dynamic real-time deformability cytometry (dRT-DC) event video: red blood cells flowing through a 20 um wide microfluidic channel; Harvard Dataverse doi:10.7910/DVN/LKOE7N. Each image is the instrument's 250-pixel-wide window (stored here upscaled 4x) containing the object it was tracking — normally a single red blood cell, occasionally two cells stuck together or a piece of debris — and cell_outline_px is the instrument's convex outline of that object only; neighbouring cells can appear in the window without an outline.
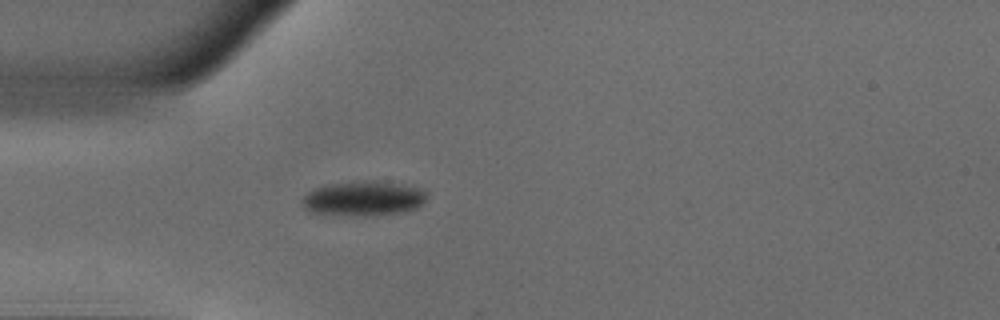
{"species": "common noctule bat (a hibernating species)", "species_latin": "Nyctalus noctula", "temperature_condition": "warm", "stored_images_in_passage": 38, "camera_frame_rate_fps": 3000, "um_per_image_px": 0.085, "animal": {"sex": "male", "body_mass_g": 18.8}, "frame": {"image": 1, "passage_image": 1, "time_ms": 0.0, "image_size_px": [1000, 320], "cell_outline_px": [[428, 200], [424, 204], [416, 208], [404, 212], [364, 216], [312, 212], [304, 208], [300, 200], [308, 192], [316, 188], [332, 184], [364, 180], [376, 180], [424, 188], [428, 196]], "centroid_in_image_um": [30.98, 16.86], "position_along_channel_um": 54.0, "area_um2": 25.37}}
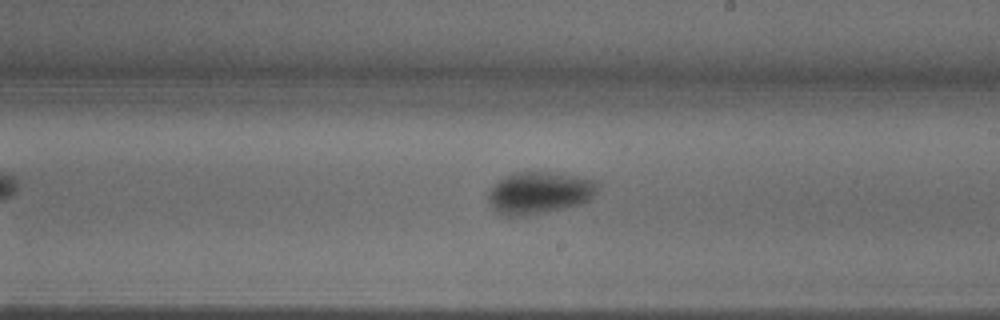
{"frame": {"image": 2, "passage_image": 16, "time_ms": 5.0, "image_size_px": [1000, 320], "cell_outline_px": [[600, 188], [588, 200], [580, 204], [548, 212], [528, 216], [504, 216], [496, 212], [488, 204], [488, 192], [492, 184], [504, 176], [512, 172], [560, 172], [600, 180]], "centroid_in_image_um": [45.85, 16.37], "position_along_channel_um": 243.2, "area_um2": 27.74}}
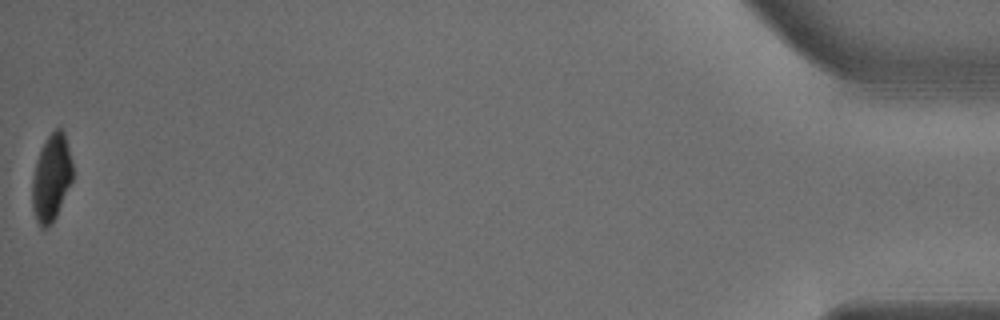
{"frame": {"image": 3, "passage_image": 38, "time_ms": 12.333, "image_size_px": [1000, 320], "cell_outline_px": [[72, 180], [56, 216], [44, 228], [40, 228], [36, 220], [32, 208], [32, 180], [36, 160], [40, 148], [44, 140], [56, 128], [60, 128], [64, 132], [72, 160]], "centroid_in_image_um": [4.35, 15.08], "position_along_channel_um": 430.9, "area_um2": 20.35}, "authors_computed_cell_mechanics": {"area_um2": 25.3164, "velocity_mm_per_s": 3.8956, "shape_relaxation_time_tau1_ms": 3.8979, "shape_relaxation_time_tau2_ms": null, "deformation_change_tau1": 0.1373, "deformation_change_tau2": null}}